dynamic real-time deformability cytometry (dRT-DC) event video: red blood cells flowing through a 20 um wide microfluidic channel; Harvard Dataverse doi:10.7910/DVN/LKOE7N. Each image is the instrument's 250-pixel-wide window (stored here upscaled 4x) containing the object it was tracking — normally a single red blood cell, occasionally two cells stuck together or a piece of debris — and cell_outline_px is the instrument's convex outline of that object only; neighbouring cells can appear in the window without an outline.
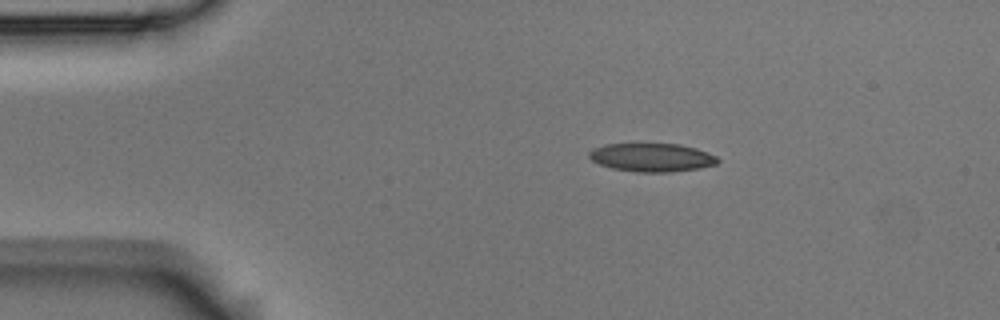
{"species": "Egyptian fruit bat (a non-hibernating species)", "species_latin": "Rousettus aegyptiacus", "temperature_condition": "room temperature", "stored_images_in_passage": 8, "camera_frame_rate_fps": 3000, "um_per_image_px": 0.085, "animal": {"sex": "male"}, "frame": {"image": 1, "passage_image": 1, "time_ms": 0.0, "image_size_px": [1000, 320], "cell_outline_px": [[720, 160], [716, 164], [700, 168], [668, 172], [636, 172], [612, 168], [600, 164], [592, 160], [588, 156], [588, 152], [592, 148], [604, 144], [680, 144], [696, 148], [708, 152], [716, 156]], "centroid_in_image_um": [55.4, 13.38], "position_along_channel_um": 29.6, "area_um2": 21.33}}
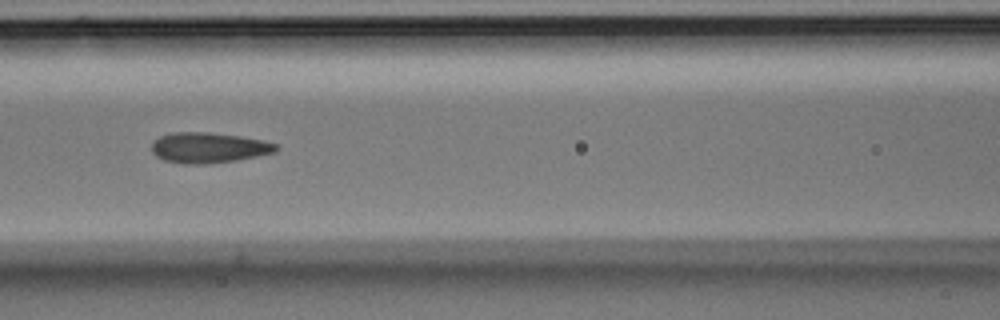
{"frame": {"image": 2, "passage_image": 5, "time_ms": 1.333, "image_size_px": [1000, 320], "cell_outline_px": [[280, 148], [276, 152], [236, 160], [204, 164], [184, 164], [164, 160], [156, 156], [152, 152], [152, 140], [160, 136], [172, 132], [208, 132], [240, 136], [264, 140], [276, 144]], "centroid_in_image_um": [17.72, 12.55], "position_along_channel_um": 148.9, "area_um2": 22.2}}
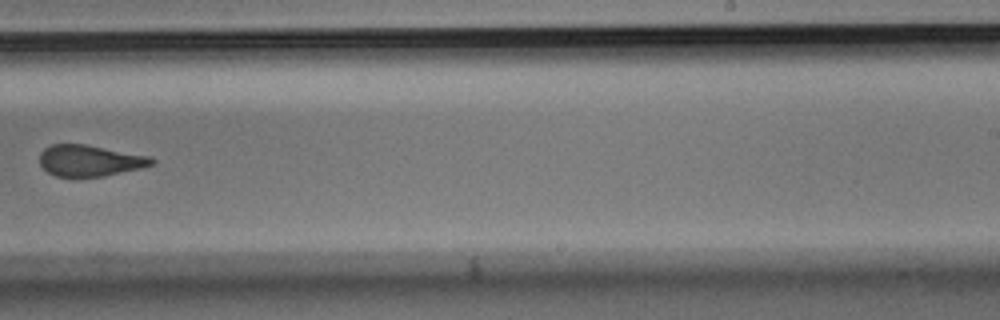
{"frame": {"image": 3, "passage_image": 8, "time_ms": 2.333, "image_size_px": [1000, 320], "cell_outline_px": [[156, 160], [152, 164], [140, 168], [104, 176], [56, 176], [48, 172], [40, 164], [40, 152], [44, 148], [52, 144], [84, 144], [148, 156]], "centroid_in_image_um": [7.6, 13.64], "position_along_channel_um": 281.4, "area_um2": 20.06}}